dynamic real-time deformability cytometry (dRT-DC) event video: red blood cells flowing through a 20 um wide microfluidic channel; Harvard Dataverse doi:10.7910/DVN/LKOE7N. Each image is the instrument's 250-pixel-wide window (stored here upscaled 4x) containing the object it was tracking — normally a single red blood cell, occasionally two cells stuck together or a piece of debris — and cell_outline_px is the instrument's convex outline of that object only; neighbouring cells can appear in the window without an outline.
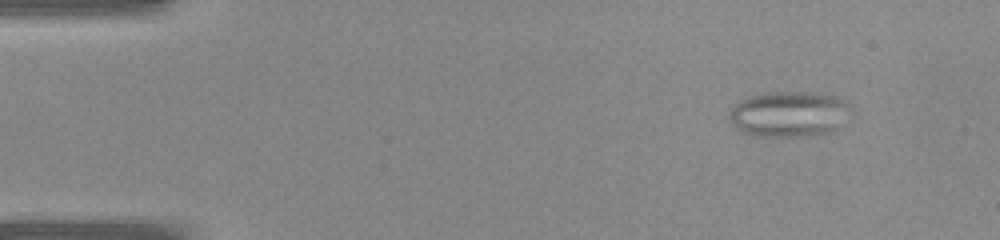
{"species": "common noctule bat (a hibernating species)", "species_latin": "Nyctalus noctula", "temperature_condition": "warm", "stored_images_in_passage": 11, "camera_frame_rate_fps": 3000, "um_per_image_px": 0.085, "animal": {"sex": "female", "body_mass_g": 22.0, "forearm_length_mm": 56.7}, "frame": {"image": 1, "passage_image": 1, "time_ms": 0.0, "image_size_px": [1000, 240], "cell_outline_px": [[848, 104], [836, 128], [828, 132], [788, 136], [764, 136], [740, 132], [732, 124], [728, 116], [732, 108], [740, 100], [748, 96], [768, 92], [808, 92], [832, 96]], "centroid_in_image_um": [66.9, 9.68], "position_along_channel_um": 18.1, "area_um2": 31.04}}
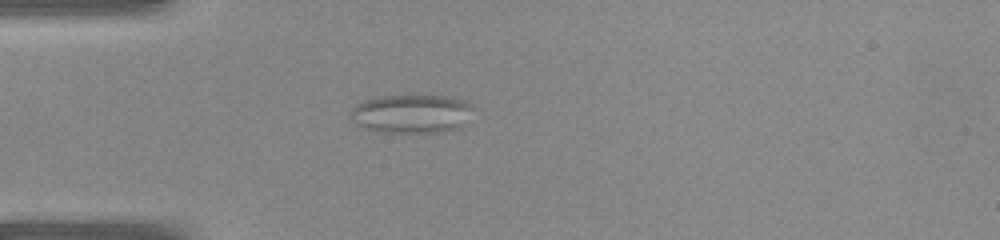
{"frame": {"image": 2, "passage_image": 8, "time_ms": 2.333, "image_size_px": [1000, 240], "cell_outline_px": [[476, 108], [464, 124], [460, 128], [440, 132], [376, 132], [364, 128], [356, 124], [348, 116], [348, 112], [356, 104], [364, 100], [380, 96], [448, 96], [468, 100]], "centroid_in_image_um": [35.0, 9.67], "position_along_channel_um": 50.0, "area_um2": 28.21}}